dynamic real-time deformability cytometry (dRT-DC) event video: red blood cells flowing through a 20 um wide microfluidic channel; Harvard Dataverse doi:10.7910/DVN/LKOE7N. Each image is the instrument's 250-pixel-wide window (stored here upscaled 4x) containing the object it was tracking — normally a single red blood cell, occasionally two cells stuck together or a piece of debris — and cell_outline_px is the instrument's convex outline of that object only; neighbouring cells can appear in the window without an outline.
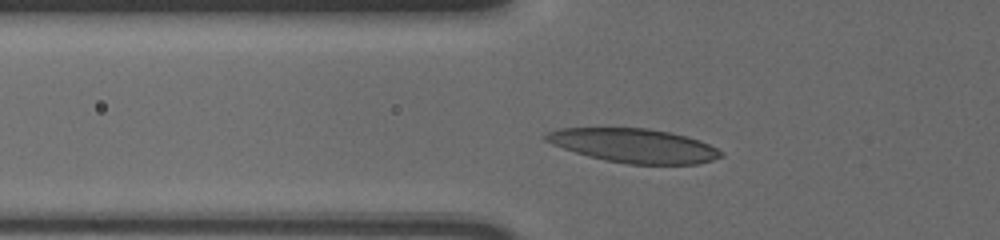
{"species": "human", "species_latin": "Homo sapiens", "temperature_condition": "cold", "stored_images_in_passage": 39, "camera_frame_rate_fps": 3000, "um_per_image_px": 0.085, "donor": {"sex": "male"}, "frame": {"image": 1, "passage_image": 2, "time_ms": 0.333, "image_size_px": [1000, 240], "cell_outline_px": [[724, 156], [712, 160], [696, 164], [628, 164], [604, 160], [588, 156], [552, 144], [544, 140], [544, 136], [548, 132], [560, 128], [648, 128], [668, 132], [700, 140], [724, 152]], "centroid_in_image_um": [53.9, 12.38], "position_along_channel_um": 71.9, "area_um2": 34.51}}
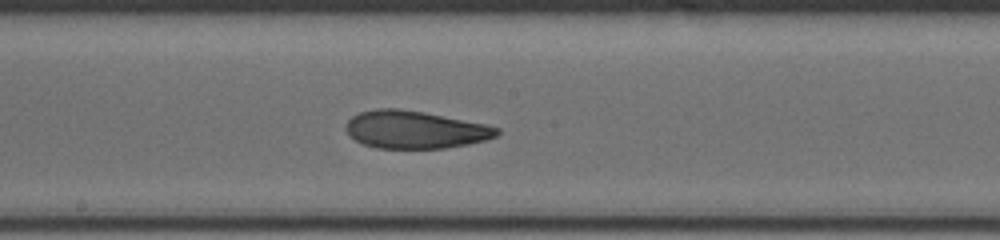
{"frame": {"image": 2, "passage_image": 14, "time_ms": 4.333, "image_size_px": [1000, 240], "cell_outline_px": [[500, 132], [496, 136], [484, 140], [468, 144], [444, 148], [376, 148], [364, 144], [356, 140], [348, 132], [348, 120], [352, 116], [360, 112], [376, 108], [396, 108], [424, 112], [488, 124], [500, 128]], "centroid_in_image_um": [35.32, 11.01], "position_along_channel_um": 212.9, "area_um2": 32.95}}
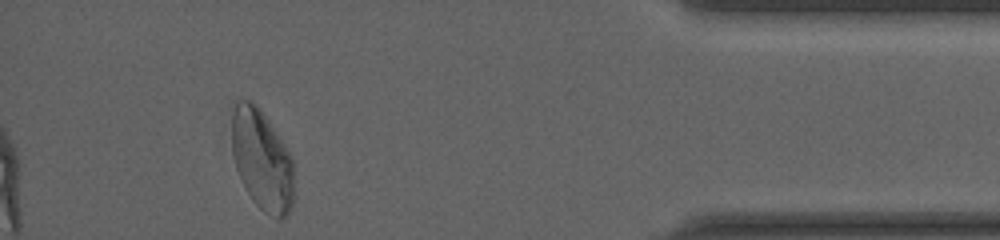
{"frame": {"image": 3, "passage_image": 34, "time_ms": 11.0, "image_size_px": [1000, 240], "cell_outline_px": [[296, 168], [292, 208], [280, 220], [276, 220], [264, 212], [252, 200], [236, 168], [232, 152], [232, 100], [236, 96], [248, 96], [260, 108], [292, 156]], "centroid_in_image_um": [22.27, 13.52], "position_along_channel_um": 412.9, "area_um2": 37.63}}